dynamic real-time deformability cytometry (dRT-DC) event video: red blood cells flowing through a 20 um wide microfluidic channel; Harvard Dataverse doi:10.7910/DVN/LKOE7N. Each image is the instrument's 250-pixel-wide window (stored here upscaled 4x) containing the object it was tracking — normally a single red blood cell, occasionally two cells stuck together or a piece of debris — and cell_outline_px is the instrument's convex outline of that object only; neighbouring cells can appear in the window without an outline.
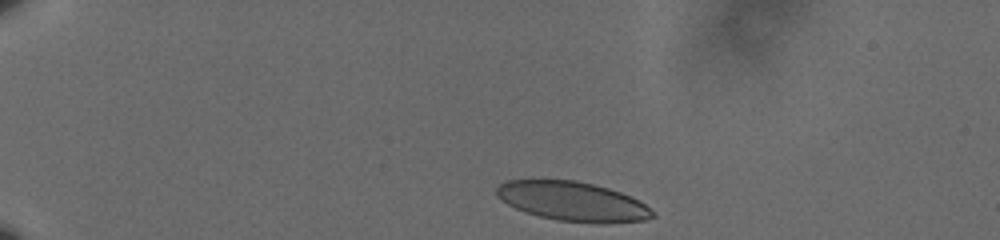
{"species": "human", "species_latin": "Homo sapiens", "temperature_condition": "cold", "stored_images_in_passage": 42, "camera_frame_rate_fps": 3000, "um_per_image_px": 0.085, "donor": {"sex": "male"}, "frame": {"image": 1, "passage_image": 1, "time_ms": 0.0, "image_size_px": [1000, 240], "cell_outline_px": [[656, 216], [648, 220], [600, 224], [596, 224], [556, 220], [524, 212], [500, 200], [496, 196], [496, 188], [500, 184], [508, 180], [576, 180], [608, 188], [620, 192], [644, 204], [656, 212]], "centroid_in_image_um": [48.68, 17.13], "position_along_channel_um": 36.3, "area_um2": 35.89}}
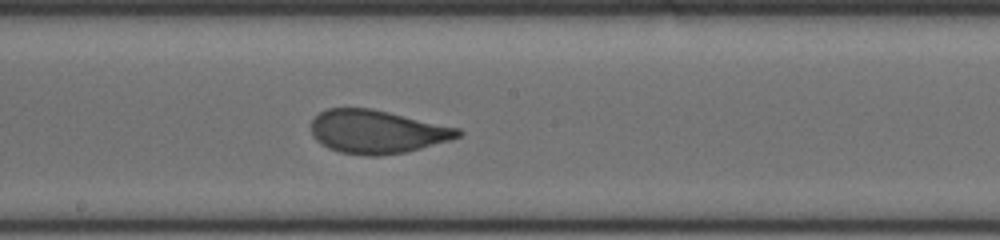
{"frame": {"image": 2, "passage_image": 23, "time_ms": 7.333, "image_size_px": [1000, 240], "cell_outline_px": [[464, 132], [460, 136], [448, 140], [408, 152], [380, 156], [368, 156], [340, 152], [328, 148], [320, 144], [312, 136], [312, 120], [320, 112], [328, 108], [372, 108], [460, 128]], "centroid_in_image_um": [32.04, 11.2], "position_along_channel_um": 216.2, "area_um2": 37.22}}
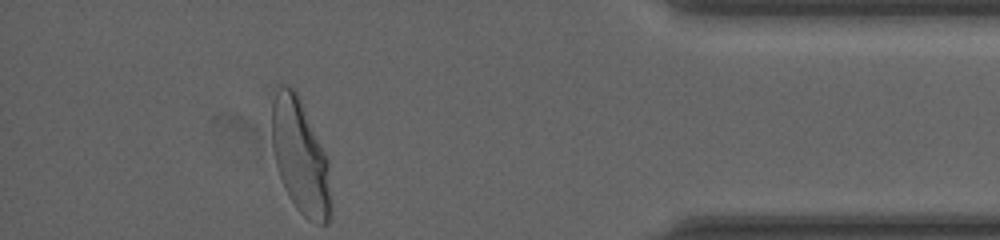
{"frame": {"image": 3, "passage_image": 42, "time_ms": 13.667, "image_size_px": [1000, 240], "cell_outline_px": [[332, 212], [328, 224], [320, 224], [308, 220], [296, 208], [288, 196], [284, 188], [276, 164], [272, 144], [272, 100], [280, 84], [284, 84], [292, 88], [296, 92], [300, 100], [328, 160], [332, 200]], "centroid_in_image_um": [25.54, 13.39], "position_along_channel_um": 409.7, "area_um2": 39.3}, "authors_computed_cell_mechanics": {"area_um2": 37.4255, "velocity_mm_per_s": 3.572, "shape_relaxation_time_tau1_ms": 4.3362, "shape_relaxation_time_tau2_ms": null, "deformation_change_tau1": 0.1431, "deformation_change_tau2": null}}